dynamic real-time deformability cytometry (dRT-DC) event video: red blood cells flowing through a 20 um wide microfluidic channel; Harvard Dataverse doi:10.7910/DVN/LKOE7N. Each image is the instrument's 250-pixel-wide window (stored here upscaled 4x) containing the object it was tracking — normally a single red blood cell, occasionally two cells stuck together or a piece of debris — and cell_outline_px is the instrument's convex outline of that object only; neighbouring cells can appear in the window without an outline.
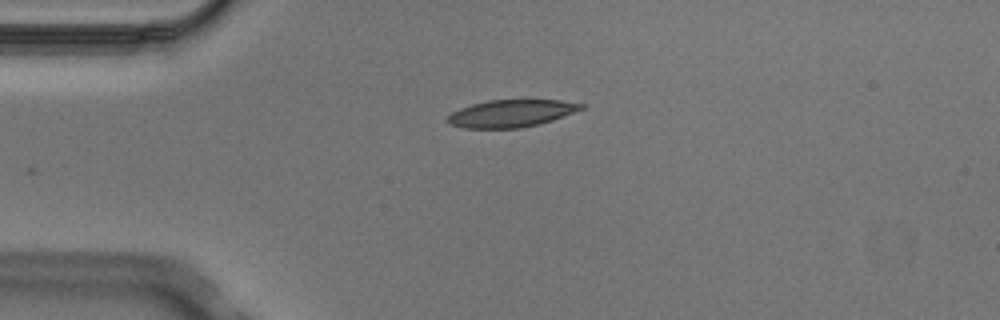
{"species": "Egyptian fruit bat (a non-hibernating species)", "species_latin": "Rousettus aegyptiacus", "temperature_condition": "cold", "stored_images_in_passage": 5, "camera_frame_rate_fps": 3000, "um_per_image_px": 0.085, "animal": {"sex": "male"}, "frame": {"image": 1, "passage_image": 1, "time_ms": 0.0, "image_size_px": [1000, 320], "cell_outline_px": [[584, 108], [552, 120], [540, 124], [520, 128], [464, 128], [448, 124], [448, 116], [452, 112], [460, 108], [472, 104], [488, 100], [560, 100], [584, 104]], "centroid_in_image_um": [43.43, 9.64], "position_along_channel_um": 41.6, "area_um2": 21.15}}
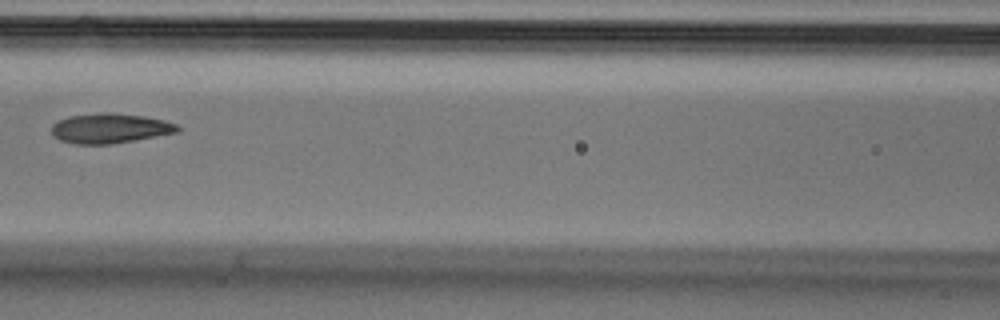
{"frame": {"image": 2, "passage_image": 4, "time_ms": 1.0, "image_size_px": [1000, 320], "cell_outline_px": [[180, 132], [112, 144], [76, 144], [60, 140], [52, 136], [52, 124], [56, 120], [68, 116], [100, 112], [108, 112], [144, 116], [164, 120], [176, 124], [180, 128]], "centroid_in_image_um": [9.32, 10.9], "position_along_channel_um": 157.3, "area_um2": 22.14}}
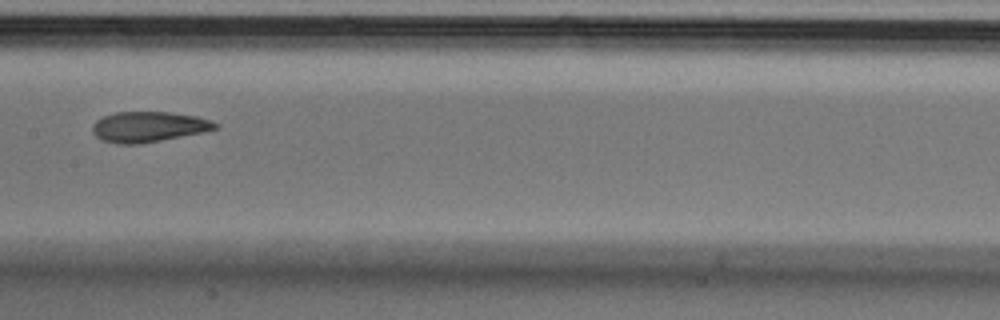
{"frame": {"image": 3, "passage_image": 5, "time_ms": 1.333, "image_size_px": [1000, 320], "cell_outline_px": [[220, 124], [216, 128], [204, 132], [140, 144], [120, 144], [104, 140], [96, 136], [92, 132], [92, 124], [96, 120], [104, 116], [116, 112], [172, 112], [196, 116], [212, 120]], "centroid_in_image_um": [12.64, 10.77], "position_along_channel_um": 194.8, "area_um2": 21.79}}